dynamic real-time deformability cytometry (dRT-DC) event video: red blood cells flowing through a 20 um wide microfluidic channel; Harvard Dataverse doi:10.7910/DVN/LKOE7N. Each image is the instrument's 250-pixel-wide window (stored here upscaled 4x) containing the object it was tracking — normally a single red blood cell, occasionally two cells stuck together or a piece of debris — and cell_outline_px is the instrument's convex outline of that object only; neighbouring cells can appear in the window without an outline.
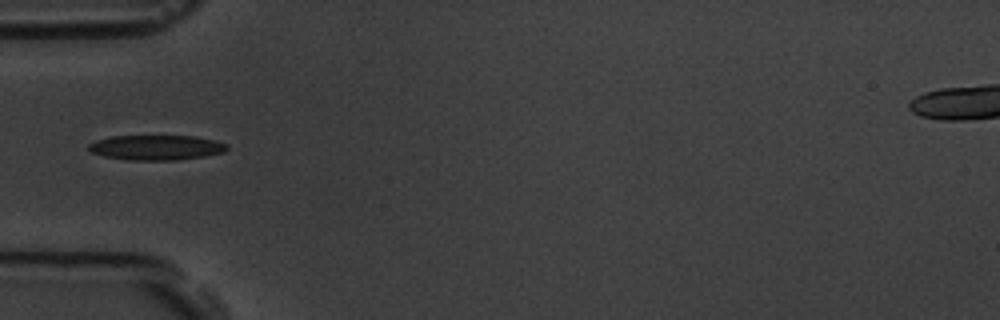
{"species": "common noctule bat (a hibernating species)", "species_latin": "Nyctalus noctula", "temperature_condition": "room temperature", "stored_images_in_passage": 5, "camera_frame_rate_fps": 3000, "um_per_image_px": 0.085, "animal": {"sex": "male", "body_mass_g": 19.5, "forearm_length_mm": 54.6}, "frame": {"image": 1, "passage_image": 5, "time_ms": 4.667, "image_size_px": [1000, 320], "cell_outline_px": [[228, 148], [224, 152], [204, 156], [176, 160], [128, 160], [104, 156], [92, 152], [88, 148], [88, 144], [96, 140], [112, 136], [196, 136], [216, 140], [228, 144]], "centroid_in_image_um": [13.31, 12.53], "position_along_channel_um": 71.7, "area_um2": 20.17}}